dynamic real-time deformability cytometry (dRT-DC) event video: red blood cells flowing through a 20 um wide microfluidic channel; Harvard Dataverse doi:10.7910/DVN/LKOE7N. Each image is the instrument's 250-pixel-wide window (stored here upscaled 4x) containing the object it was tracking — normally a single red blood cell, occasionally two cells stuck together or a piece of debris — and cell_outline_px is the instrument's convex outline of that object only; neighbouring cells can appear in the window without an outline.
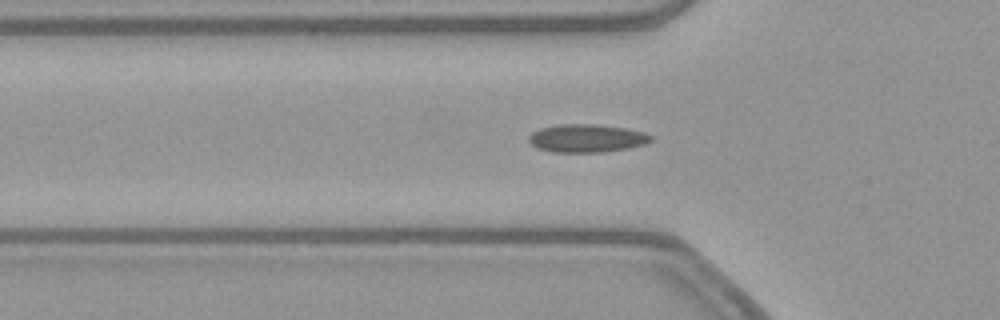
{"species": "common noctule bat (a hibernating species)", "species_latin": "Nyctalus noctula", "temperature_condition": "warm", "stored_images_in_passage": 41, "camera_frame_rate_fps": 3000, "um_per_image_px": 0.085, "animal": {"sex": "female", "body_mass_g": 21.9}, "frame": {"image": 1, "passage_image": 5, "time_ms": 1.333, "image_size_px": [1000, 320], "cell_outline_px": [[652, 140], [644, 144], [628, 148], [600, 152], [552, 152], [536, 148], [528, 140], [528, 136], [532, 132], [540, 128], [560, 124], [592, 124], [624, 128], [644, 132], [652, 136]], "centroid_in_image_um": [49.83, 11.75], "position_along_channel_um": 76.0, "area_um2": 19.88}}
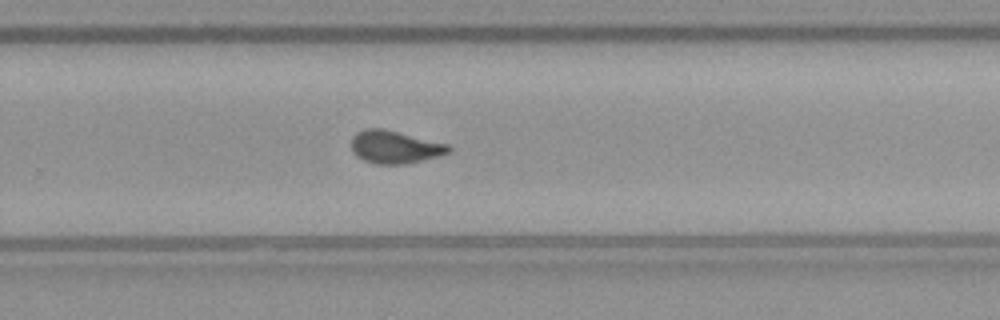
{"frame": {"image": 2, "passage_image": 22, "time_ms": 7.0, "image_size_px": [1000, 320], "cell_outline_px": [[452, 152], [440, 156], [404, 164], [376, 164], [364, 160], [356, 156], [352, 152], [352, 136], [356, 132], [368, 128], [380, 128], [452, 144]], "centroid_in_image_um": [33.61, 12.5], "position_along_channel_um": 296.2, "area_um2": 18.79}}
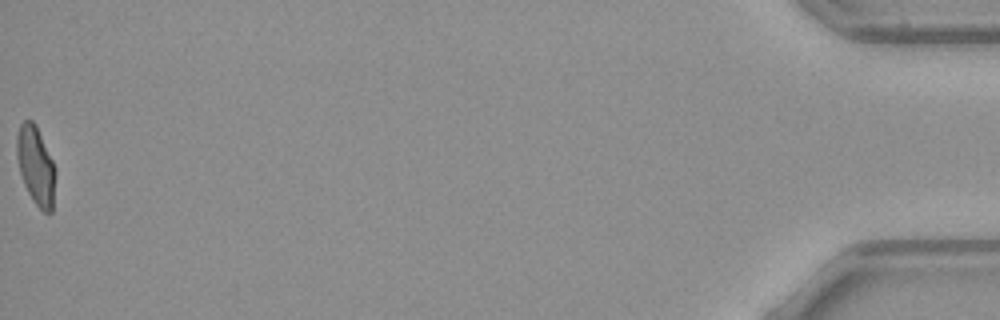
{"frame": {"image": 3, "passage_image": 41, "time_ms": 13.333, "image_size_px": [1000, 320], "cell_outline_px": [[56, 172], [52, 212], [44, 212], [32, 200], [24, 184], [20, 172], [16, 156], [16, 136], [20, 124], [24, 120], [32, 120], [36, 124], [56, 168]], "centroid_in_image_um": [3.04, 14.06], "position_along_channel_um": 432.2, "area_um2": 17.8}}